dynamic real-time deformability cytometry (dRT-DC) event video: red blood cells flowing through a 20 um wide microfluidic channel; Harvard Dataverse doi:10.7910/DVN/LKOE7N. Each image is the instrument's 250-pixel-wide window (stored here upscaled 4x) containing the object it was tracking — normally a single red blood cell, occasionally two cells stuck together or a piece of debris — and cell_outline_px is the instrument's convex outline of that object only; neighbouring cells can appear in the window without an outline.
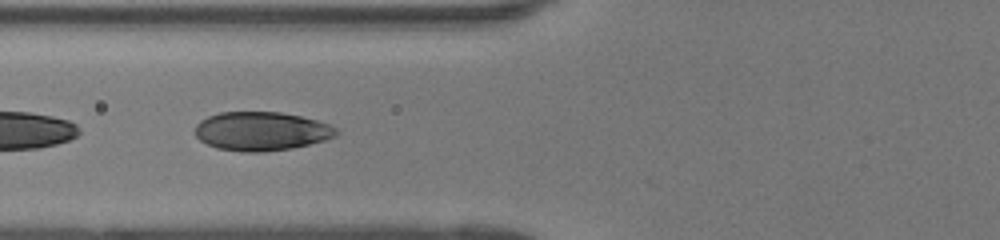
{"species": "human", "species_latin": "Homo sapiens", "temperature_condition": "room temperature", "stored_images_in_passage": 25, "segment_of_instrument_passage": [2, 2], "camera_frame_rate_fps": 3000, "um_per_image_px": 0.085, "donor": {"sex": "female"}, "frame": {"image": 1, "passage_image": 23, "time_ms": 7.333, "image_size_px": [1000, 240], "cell_outline_px": [[340, 132], [336, 136], [324, 140], [292, 148], [260, 152], [244, 152], [216, 148], [200, 140], [196, 136], [196, 124], [200, 120], [208, 116], [220, 112], [280, 112], [300, 116], [316, 120], [328, 124], [336, 128]], "centroid_in_image_um": [22.21, 11.15], "position_along_channel_um": 103.6, "area_um2": 31.85}}